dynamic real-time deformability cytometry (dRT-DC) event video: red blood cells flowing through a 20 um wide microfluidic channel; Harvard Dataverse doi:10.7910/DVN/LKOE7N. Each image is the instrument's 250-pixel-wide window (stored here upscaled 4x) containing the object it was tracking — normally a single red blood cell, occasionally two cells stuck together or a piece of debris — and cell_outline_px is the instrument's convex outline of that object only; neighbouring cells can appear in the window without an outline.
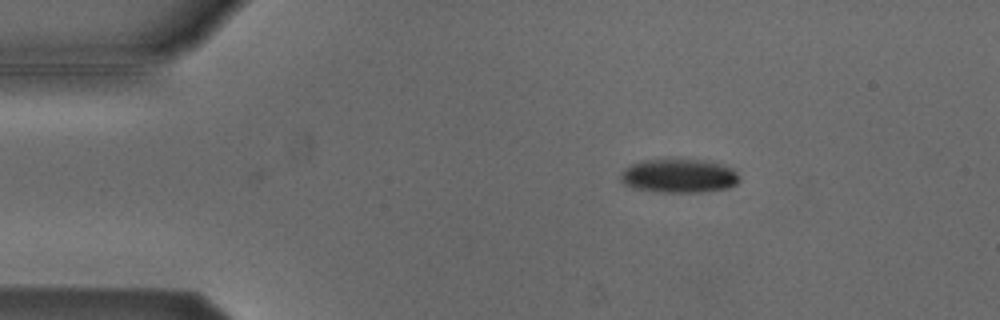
{"species": "Egyptian fruit bat (a non-hibernating species)", "species_latin": "Rousettus aegyptiacus", "temperature_condition": "cold", "stored_images_in_passage": 3, "camera_frame_rate_fps": 3000, "um_per_image_px": 0.085, "animal": {"sex": "male"}, "frame": {"image": 1, "passage_image": 1, "time_ms": 0.0, "image_size_px": [1000, 320], "cell_outline_px": [[740, 180], [736, 184], [728, 188], [704, 192], [664, 192], [632, 188], [624, 184], [620, 180], [620, 172], [624, 168], [640, 160], [672, 156], [712, 160], [724, 164], [732, 168], [740, 176]], "centroid_in_image_um": [57.71, 14.88], "position_along_channel_um": 27.3, "area_um2": 24.74}}